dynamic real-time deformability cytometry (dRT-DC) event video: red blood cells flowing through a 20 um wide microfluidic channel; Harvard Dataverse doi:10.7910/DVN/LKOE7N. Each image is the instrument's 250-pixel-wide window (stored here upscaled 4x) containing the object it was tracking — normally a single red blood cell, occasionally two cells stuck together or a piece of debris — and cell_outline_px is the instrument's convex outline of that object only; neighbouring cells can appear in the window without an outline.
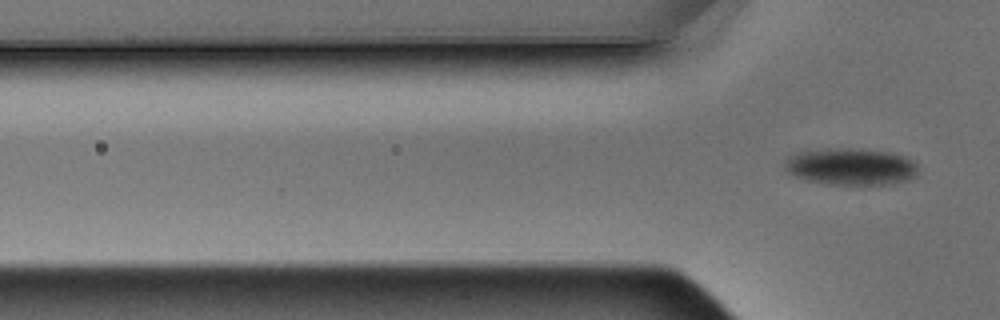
{"species": "Egyptian fruit bat (a non-hibernating species)", "species_latin": "Rousettus aegyptiacus", "temperature_condition": "warm", "stored_images_in_passage": 7, "segment_of_instrument_passage": [2, 2], "camera_frame_rate_fps": 3000, "um_per_image_px": 0.085, "animal": {"sex": "male"}, "frame": {"image": 1, "passage_image": 7, "time_ms": 2.0, "image_size_px": [1000, 320], "cell_outline_px": [[916, 176], [908, 180], [892, 184], [864, 188], [828, 184], [808, 180], [796, 176], [788, 172], [784, 168], [784, 160], [788, 156], [796, 152], [824, 148], [860, 148], [888, 152], [904, 156], [912, 160], [916, 164]], "centroid_in_image_um": [72.32, 14.19], "position_along_channel_um": 53.5, "area_um2": 29.77}}